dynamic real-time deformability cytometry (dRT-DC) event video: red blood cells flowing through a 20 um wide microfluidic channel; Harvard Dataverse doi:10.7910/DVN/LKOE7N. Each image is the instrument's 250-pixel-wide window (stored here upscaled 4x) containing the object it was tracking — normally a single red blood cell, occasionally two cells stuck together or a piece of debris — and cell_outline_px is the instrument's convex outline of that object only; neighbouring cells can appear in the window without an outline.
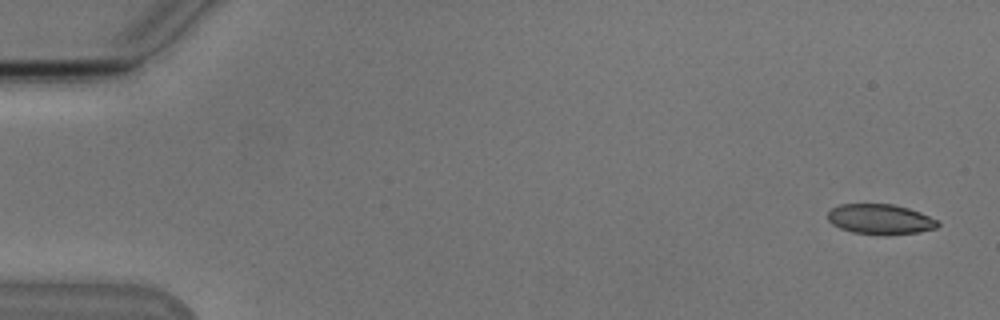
{"species": "Egyptian fruit bat (a non-hibernating species)", "species_latin": "Rousettus aegyptiacus", "temperature_condition": "cold", "stored_images_in_passage": 54, "camera_frame_rate_fps": 3000, "um_per_image_px": 0.085, "animal": {"sex": "male"}, "frame": {"image": 1, "passage_image": 2, "time_ms": 0.333, "image_size_px": [1000, 320], "cell_outline_px": [[940, 224], [936, 228], [920, 232], [852, 232], [840, 228], [832, 224], [828, 220], [828, 212], [832, 208], [840, 204], [892, 204], [908, 208], [920, 212], [936, 220]], "centroid_in_image_um": [74.79, 18.58], "position_along_channel_um": 10.2, "area_um2": 18.5}}
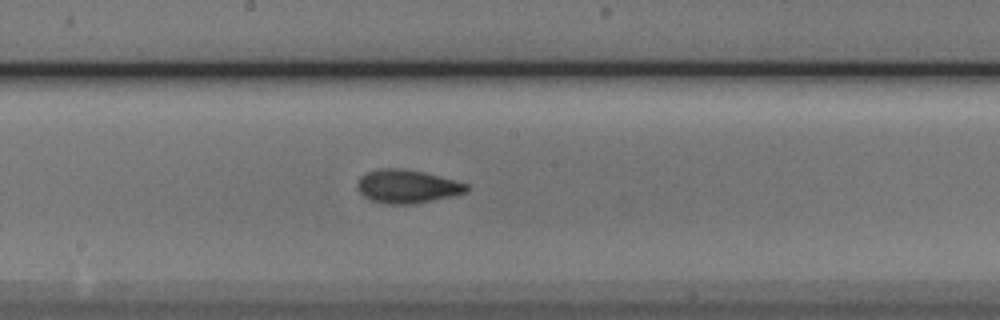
{"frame": {"image": 2, "passage_image": 29, "time_ms": 9.333, "image_size_px": [1000, 320], "cell_outline_px": [[468, 192], [452, 196], [412, 204], [384, 204], [368, 200], [356, 188], [356, 184], [360, 176], [368, 172], [380, 168], [400, 168], [420, 172], [456, 180], [468, 184]], "centroid_in_image_um": [34.57, 15.86], "position_along_channel_um": 213.6, "area_um2": 21.27}}
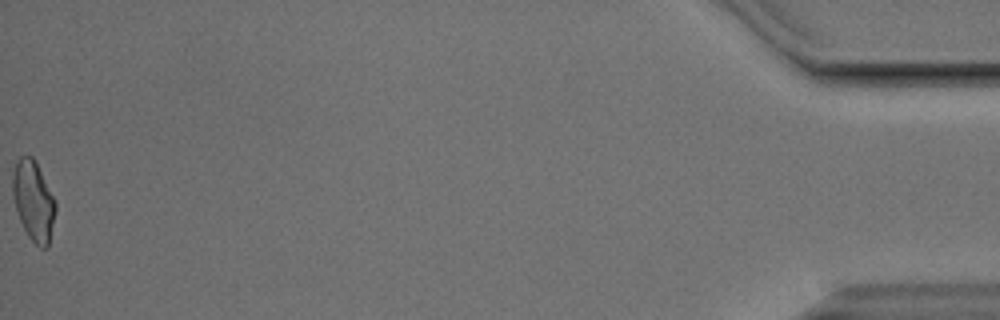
{"frame": {"image": 3, "passage_image": 54, "time_ms": 17.667, "image_size_px": [1000, 320], "cell_outline_px": [[56, 208], [48, 248], [40, 248], [28, 236], [16, 212], [12, 196], [12, 172], [16, 160], [20, 156], [32, 156], [36, 160], [56, 200]], "centroid_in_image_um": [2.84, 17.03], "position_along_channel_um": 432.4, "area_um2": 20.35}, "authors_computed_cell_mechanics": {"area_um2": 20.2589, "velocity_mm_per_s": 3.8321, "shape_relaxation_time_tau1_ms": 4.1915, "shape_relaxation_time_tau2_ms": 1.9612, "deformation_change_tau1": 0.136, "deformation_change_tau2": 0.0501}}